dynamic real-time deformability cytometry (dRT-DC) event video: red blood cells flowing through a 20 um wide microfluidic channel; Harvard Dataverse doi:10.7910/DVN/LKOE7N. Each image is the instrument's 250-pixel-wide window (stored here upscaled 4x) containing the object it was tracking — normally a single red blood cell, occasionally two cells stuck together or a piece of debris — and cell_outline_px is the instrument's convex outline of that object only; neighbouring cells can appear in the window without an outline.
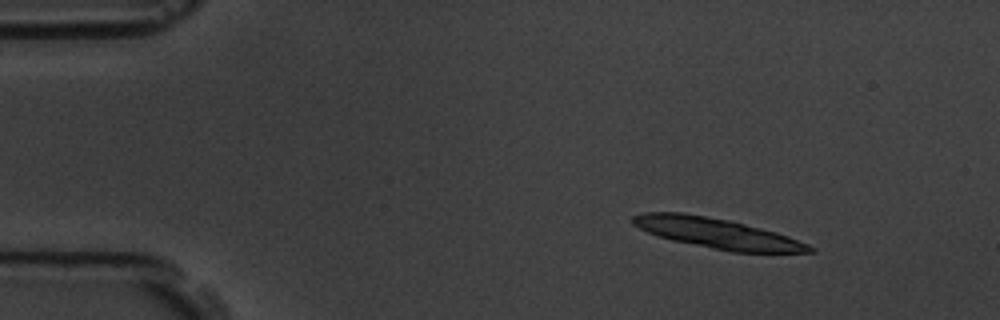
{"species": "common noctule bat (a hibernating species)", "species_latin": "Nyctalus noctula", "temperature_condition": "room temperature", "stored_images_in_passage": 17, "camera_frame_rate_fps": 3000, "um_per_image_px": 0.085, "animal": {"sex": "male", "body_mass_g": 19.5, "forearm_length_mm": 54.6}, "frame": {"image": 1, "passage_image": 7, "time_ms": 2.0, "image_size_px": [1000, 320], "cell_outline_px": [[816, 252], [732, 252], [672, 240], [648, 232], [632, 224], [632, 216], [644, 212], [684, 212], [732, 220], [776, 232], [788, 236], [808, 244], [816, 248]], "centroid_in_image_um": [60.97, 19.81], "position_along_channel_um": 24.0, "area_um2": 31.1}}